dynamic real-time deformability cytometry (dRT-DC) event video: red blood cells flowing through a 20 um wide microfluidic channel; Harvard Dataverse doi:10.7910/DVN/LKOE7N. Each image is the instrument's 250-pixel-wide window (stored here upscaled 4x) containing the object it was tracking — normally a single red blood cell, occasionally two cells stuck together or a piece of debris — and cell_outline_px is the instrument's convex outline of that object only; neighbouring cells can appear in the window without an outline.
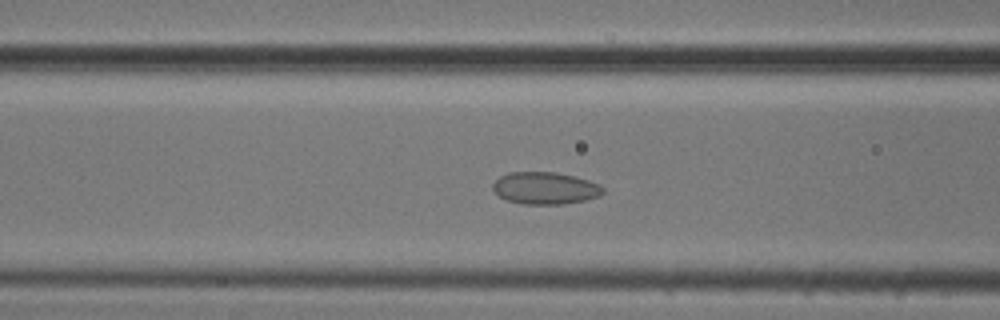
{"species": "common noctule bat (a hibernating species)", "species_latin": "Nyctalus noctula", "temperature_condition": "cold", "stored_images_in_passage": 53, "camera_frame_rate_fps": 3000, "um_per_image_px": 0.085, "animal": {"sex": "male", "body_mass_g": 20.5, "forearm_length_mm": 52.5}, "frame": {"image": 1, "passage_image": 20, "time_ms": 6.333, "image_size_px": [1000, 320], "cell_outline_px": [[604, 192], [600, 196], [584, 200], [560, 204], [524, 204], [508, 200], [500, 196], [492, 188], [492, 184], [500, 176], [508, 172], [556, 172], [588, 180], [600, 184], [604, 188]], "centroid_in_image_um": [46.35, 15.98], "position_along_channel_um": 120.3, "area_um2": 20.52}}
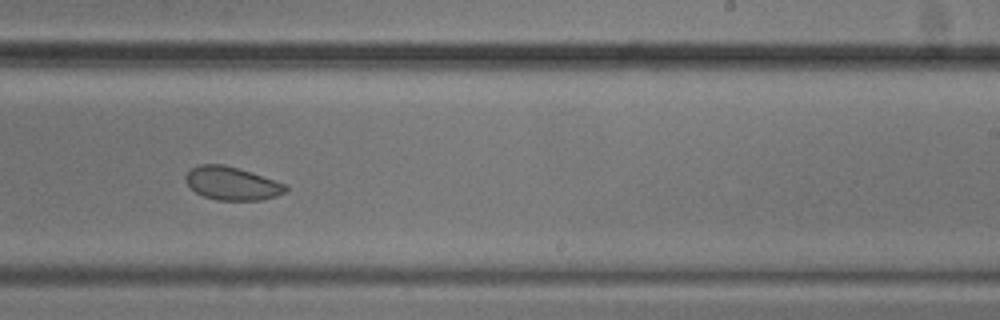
{"frame": {"image": 2, "passage_image": 32, "time_ms": 10.333, "image_size_px": [1000, 320], "cell_outline_px": [[288, 188], [284, 192], [276, 196], [260, 200], [216, 200], [204, 196], [196, 192], [188, 184], [184, 176], [192, 168], [200, 164], [224, 164], [252, 172], [288, 184]], "centroid_in_image_um": [19.74, 15.58], "position_along_channel_um": 269.3, "area_um2": 19.36}}
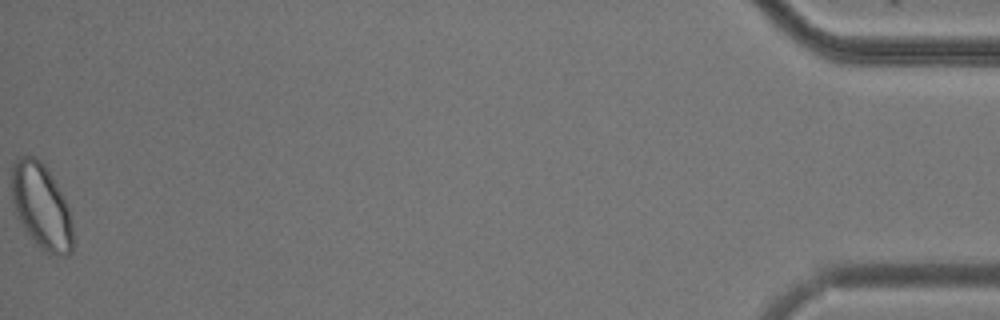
{"frame": {"image": 3, "passage_image": 53, "time_ms": 17.333, "image_size_px": [1000, 320], "cell_outline_px": [[72, 252], [68, 256], [64, 256], [48, 252], [24, 228], [16, 216], [12, 196], [12, 164], [20, 156], [36, 156], [48, 168], [68, 208], [72, 224]], "centroid_in_image_um": [3.51, 17.48], "position_along_channel_um": 431.7, "area_um2": 29.77}, "authors_computed_cell_mechanics": {"area_um2": 22.0796, "velocity_mm_per_s": 3.7259, "shape_relaxation_time_tau1_ms": null, "shape_relaxation_time_tau2_ms": 1.5137, "deformation_change_tau1": null, "deformation_change_tau2": 0.0382}}